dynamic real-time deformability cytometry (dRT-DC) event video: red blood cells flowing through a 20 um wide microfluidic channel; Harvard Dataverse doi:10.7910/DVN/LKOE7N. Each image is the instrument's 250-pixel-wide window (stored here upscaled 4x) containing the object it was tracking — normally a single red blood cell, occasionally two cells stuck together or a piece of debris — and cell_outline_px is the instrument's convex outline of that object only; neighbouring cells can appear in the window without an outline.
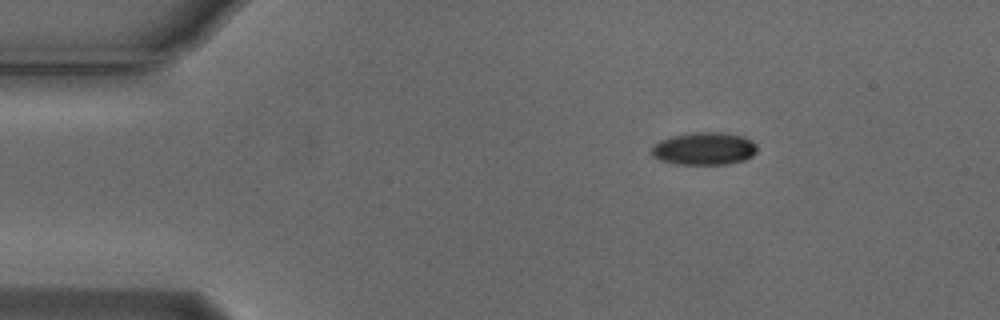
{"species": "Egyptian fruit bat (a non-hibernating species)", "species_latin": "Rousettus aegyptiacus", "temperature_condition": "cold", "stored_images_in_passage": 47, "camera_frame_rate_fps": 3000, "um_per_image_px": 0.085, "animal": {"sex": "male"}, "frame": {"image": 1, "passage_image": 1, "time_ms": 0.0, "image_size_px": [1000, 320], "cell_outline_px": [[756, 152], [752, 156], [744, 160], [728, 164], [676, 164], [660, 160], [652, 156], [652, 144], [660, 140], [672, 136], [692, 132], [724, 132], [744, 136], [752, 140], [756, 144]], "centroid_in_image_um": [59.86, 12.62], "position_along_channel_um": 25.1, "area_um2": 20.29}}
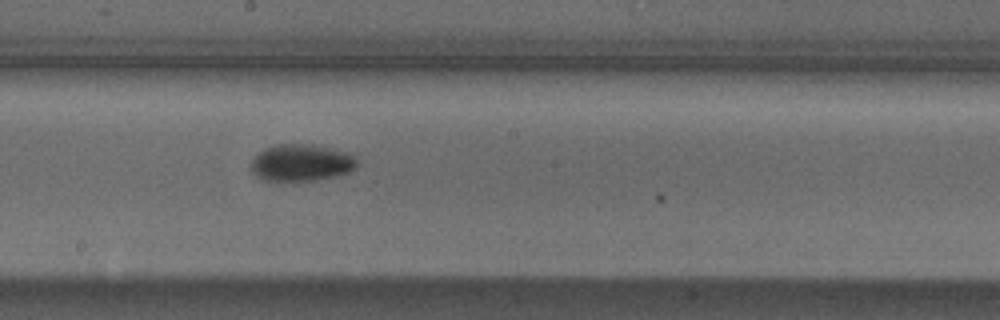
{"frame": {"image": 2, "passage_image": 22, "time_ms": 7.0, "image_size_px": [1000, 320], "cell_outline_px": [[356, 168], [348, 172], [336, 176], [312, 180], [264, 180], [256, 176], [252, 172], [252, 160], [264, 148], [276, 144], [312, 144], [352, 152], [356, 160]], "centroid_in_image_um": [25.64, 13.81], "position_along_channel_um": 222.6, "area_um2": 22.77}}
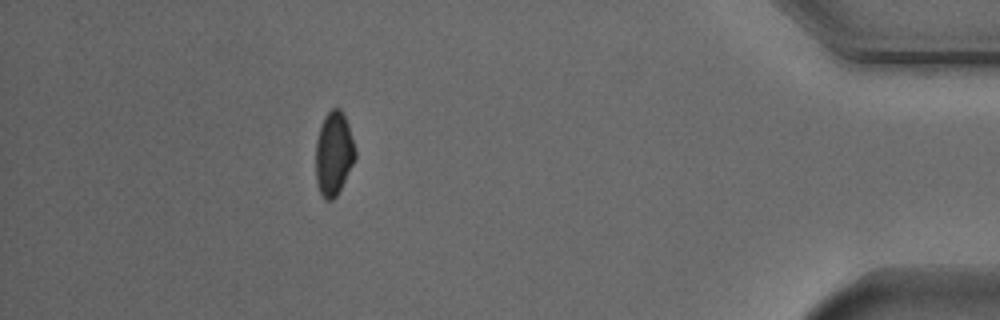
{"frame": {"image": 3, "passage_image": 41, "time_ms": 13.333, "image_size_px": [1000, 320], "cell_outline_px": [[356, 156], [336, 196], [332, 200], [324, 200], [320, 192], [316, 180], [316, 140], [324, 116], [332, 108], [340, 108], [348, 124], [356, 152]], "centroid_in_image_um": [28.35, 13.04], "position_along_channel_um": 406.8, "area_um2": 18.96}, "authors_computed_cell_mechanics": {"area_um2": 20.7502, "velocity_mm_per_s": 3.7701, "shape_relaxation_time_tau1_ms": 2.9222, "shape_relaxation_time_tau2_ms": null, "deformation_change_tau1": 0.1133, "deformation_change_tau2": null}}